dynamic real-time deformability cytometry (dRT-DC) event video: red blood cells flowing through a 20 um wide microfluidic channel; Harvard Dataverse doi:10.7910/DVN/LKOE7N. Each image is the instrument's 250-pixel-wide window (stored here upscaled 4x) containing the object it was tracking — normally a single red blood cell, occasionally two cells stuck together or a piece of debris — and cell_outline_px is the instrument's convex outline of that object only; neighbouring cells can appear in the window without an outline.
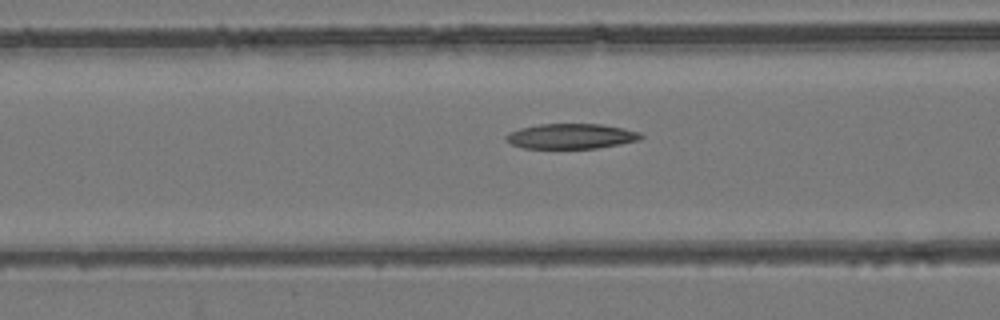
{"species": "common noctule bat (a hibernating species)", "species_latin": "Nyctalus noctula", "temperature_condition": "room temperature", "stored_images_in_passage": 35, "camera_frame_rate_fps": 3000, "um_per_image_px": 0.085, "animal": {"sex": "female", "body_mass_g": 24.6, "forearm_length_mm": 56.2}, "frame": {"image": 1, "passage_image": 6, "time_ms": 1.667, "image_size_px": [1000, 320], "cell_outline_px": [[644, 136], [640, 140], [620, 144], [596, 148], [524, 148], [512, 144], [504, 136], [508, 132], [520, 128], [540, 124], [600, 124], [624, 128], [640, 132]], "centroid_in_image_um": [48.57, 11.57], "position_along_channel_um": 118.0, "area_um2": 19.71}}
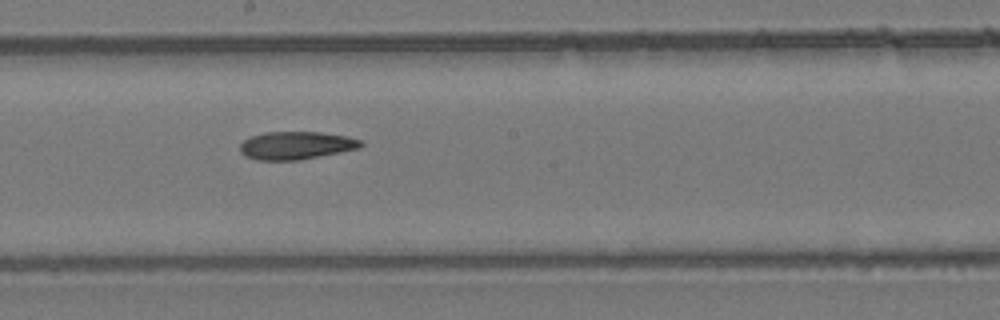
{"frame": {"image": 2, "passage_image": 14, "time_ms": 4.333, "image_size_px": [1000, 320], "cell_outline_px": [[364, 144], [360, 148], [300, 160], [256, 160], [244, 156], [240, 152], [240, 144], [248, 136], [264, 132], [320, 132], [348, 136], [360, 140]], "centroid_in_image_um": [25.14, 12.36], "position_along_channel_um": 223.1, "area_um2": 19.83}}
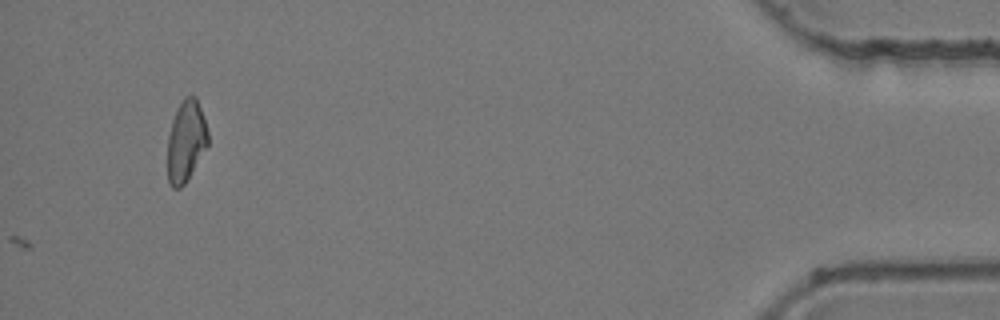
{"frame": {"image": 3, "passage_image": 35, "time_ms": 11.333, "image_size_px": [1000, 320], "cell_outline_px": [[208, 144], [184, 184], [180, 188], [172, 188], [168, 184], [168, 136], [172, 120], [176, 108], [184, 96], [196, 96], [208, 132]], "centroid_in_image_um": [15.79, 11.98], "position_along_channel_um": 419.4, "area_um2": 18.96}, "authors_computed_cell_mechanics": {"area_um2": 19.7098, "velocity_mm_per_s": 3.9307, "shape_relaxation_time_tau1_ms": null, "shape_relaxation_time_tau2_ms": 5.3359, "deformation_change_tau1": null, "deformation_change_tau2": 0.1303}}